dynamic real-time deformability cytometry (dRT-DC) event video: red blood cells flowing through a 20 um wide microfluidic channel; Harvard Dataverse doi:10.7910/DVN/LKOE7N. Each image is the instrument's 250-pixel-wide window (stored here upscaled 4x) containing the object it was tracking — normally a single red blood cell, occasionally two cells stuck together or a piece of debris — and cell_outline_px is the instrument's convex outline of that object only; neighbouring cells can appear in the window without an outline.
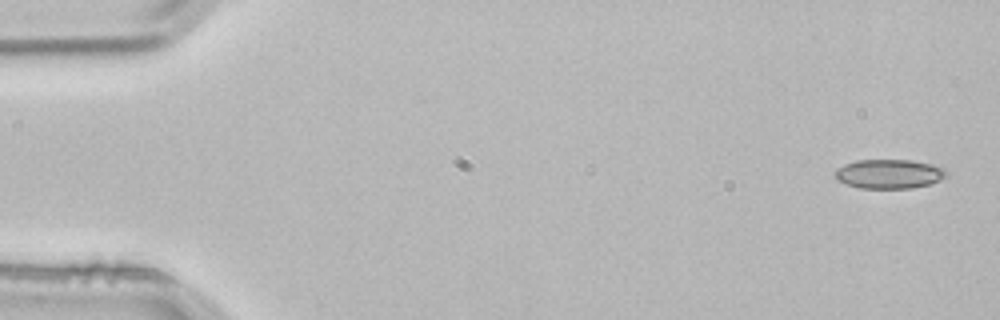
{"species": "common noctule bat (a hibernating species)", "species_latin": "Nyctalus noctula", "temperature_condition": "room temperature", "stored_images_in_passage": 3, "camera_frame_rate_fps": 3000, "um_per_image_px": 0.085, "animal": {"sex": "male", "body_mass_g": 21.5, "forearm_length_mm": 52.0}, "frame": {"image": 1, "passage_image": 1, "time_ms": 0.0, "image_size_px": [1000, 320], "cell_outline_px": [[948, 172], [940, 180], [932, 184], [912, 188], [860, 188], [836, 180], [832, 172], [836, 168], [844, 164], [856, 160], [908, 160], [932, 164], [944, 168]], "centroid_in_image_um": [75.54, 14.78], "position_along_channel_um": 9.5, "area_um2": 19.13}}